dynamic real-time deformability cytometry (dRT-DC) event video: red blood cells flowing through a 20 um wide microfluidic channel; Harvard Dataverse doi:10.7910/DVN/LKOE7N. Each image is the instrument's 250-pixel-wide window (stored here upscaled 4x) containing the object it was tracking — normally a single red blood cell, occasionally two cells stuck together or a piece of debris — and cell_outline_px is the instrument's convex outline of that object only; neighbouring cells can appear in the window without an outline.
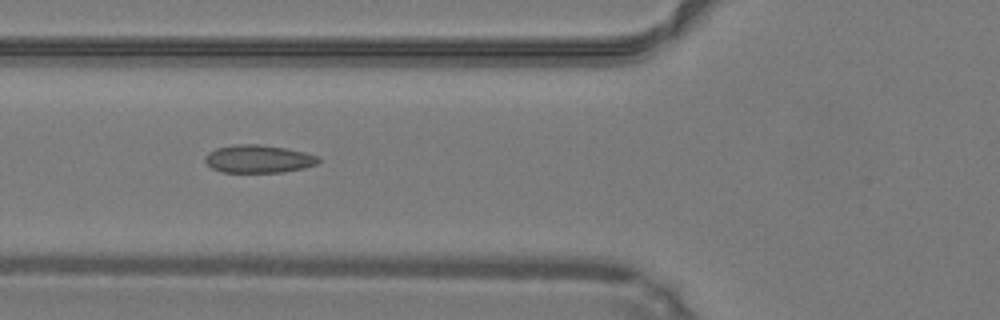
{"species": "common noctule bat (a hibernating species)", "species_latin": "Nyctalus noctula", "temperature_condition": "warm", "stored_images_in_passage": 36, "camera_frame_rate_fps": 3000, "um_per_image_px": 0.085, "animal": {"sex": "male", "body_mass_g": 19.2, "forearm_length_mm": 51.8}, "frame": {"image": 1, "passage_image": 6, "time_ms": 1.667, "image_size_px": [1000, 320], "cell_outline_px": [[320, 160], [316, 164], [304, 168], [284, 172], [224, 172], [212, 168], [204, 160], [204, 156], [208, 152], [216, 148], [232, 144], [260, 144], [284, 148], [304, 152], [316, 156]], "centroid_in_image_um": [21.93, 13.5], "position_along_channel_um": 103.9, "area_um2": 18.38}}
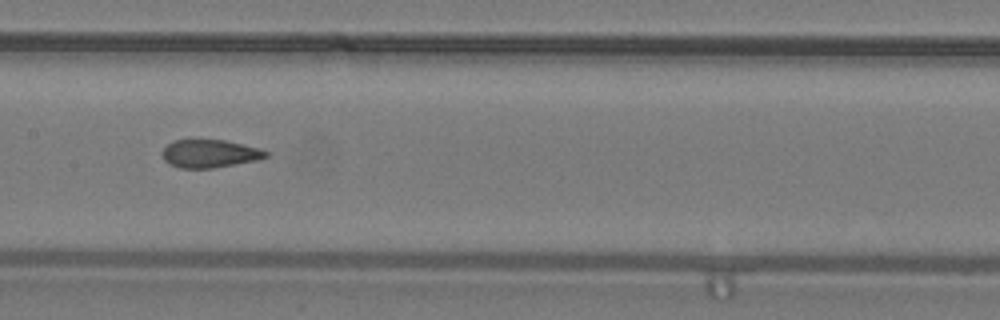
{"frame": {"image": 2, "passage_image": 12, "time_ms": 3.667, "image_size_px": [1000, 320], "cell_outline_px": [[268, 156], [260, 160], [212, 168], [180, 168], [168, 164], [164, 160], [160, 152], [172, 140], [188, 136], [224, 140], [260, 148], [268, 152]], "centroid_in_image_um": [17.76, 13.01], "position_along_channel_um": 189.6, "area_um2": 17.8}}
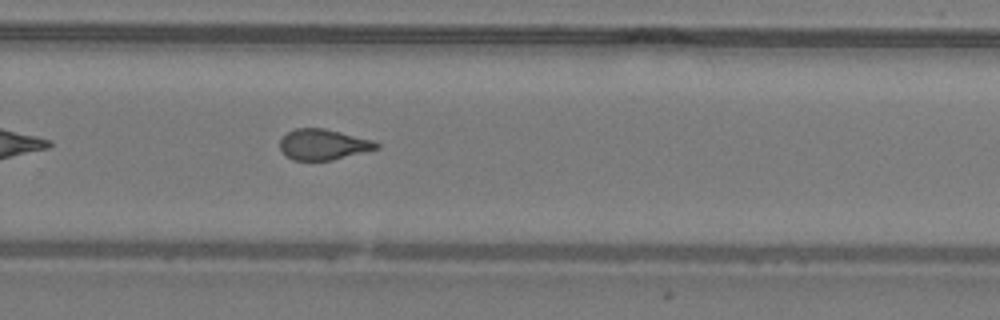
{"frame": {"image": 3, "passage_image": 20, "time_ms": 6.333, "image_size_px": [1000, 320], "cell_outline_px": [[380, 148], [332, 160], [292, 160], [280, 148], [280, 140], [288, 132], [296, 128], [324, 128], [372, 140], [380, 144]], "centroid_in_image_um": [27.49, 12.28], "position_along_channel_um": 302.3, "area_um2": 17.05}, "authors_computed_cell_mechanics": {"area_um2": 17.7446, "velocity_mm_per_s": 4.2502, "shape_relaxation_time_tau1_ms": 7.9597, "shape_relaxation_time_tau2_ms": 1.1043, "deformation_change_tau1": 0.2014, "deformation_change_tau2": 0.0829}}